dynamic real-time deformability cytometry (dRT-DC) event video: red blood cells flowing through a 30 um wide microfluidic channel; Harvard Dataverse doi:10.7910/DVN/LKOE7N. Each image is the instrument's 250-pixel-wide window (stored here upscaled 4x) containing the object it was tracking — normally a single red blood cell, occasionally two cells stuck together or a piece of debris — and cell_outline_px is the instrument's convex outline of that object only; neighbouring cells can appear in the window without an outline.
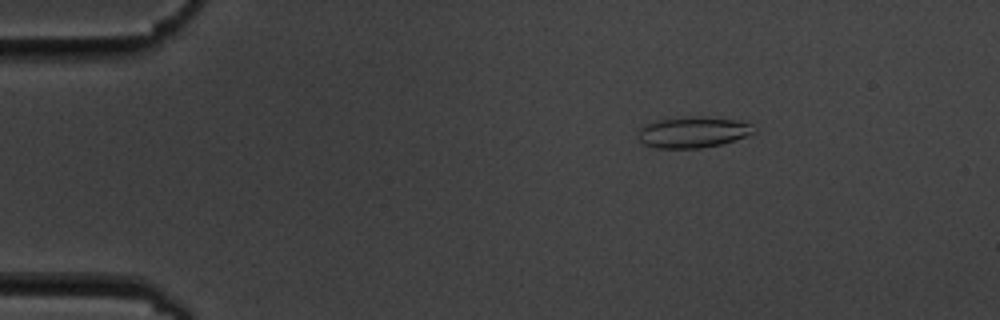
{"species": "common noctule bat (a hibernating species)", "species_latin": "Nyctalus noctula", "temperature_condition": "cold", "stored_images_in_passage": 9, "camera_frame_rate_fps": 3000, "um_per_image_px": 0.085, "animal": {"sex": "male", "body_mass_g": 19.5, "forearm_length_mm": 54.6}, "frame": {"image": 1, "passage_image": 1, "time_ms": 0.0, "image_size_px": [1000, 320], "cell_outline_px": [[756, 132], [720, 144], [700, 148], [656, 148], [644, 144], [636, 136], [636, 132], [644, 124], [656, 120], [688, 116], [700, 116], [732, 120], [752, 124], [756, 128]], "centroid_in_image_um": [58.83, 11.23], "position_along_channel_um": 26.2, "area_um2": 20.92}}
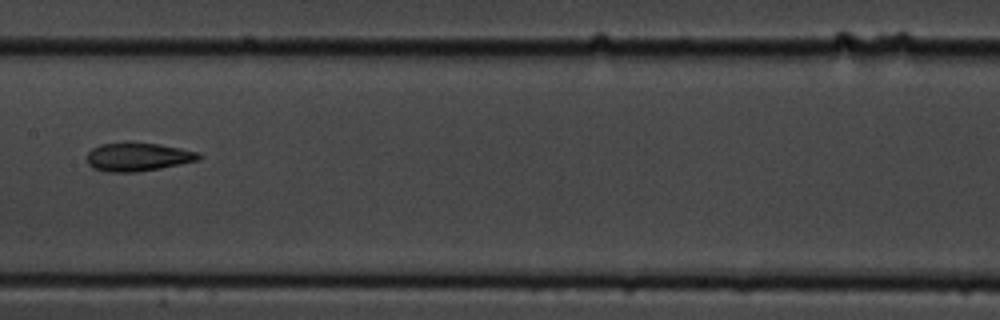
{"frame": {"image": 2, "passage_image": 7, "time_ms": 6.667, "image_size_px": [1000, 320], "cell_outline_px": [[200, 160], [160, 168], [136, 172], [108, 172], [92, 168], [88, 164], [88, 152], [92, 148], [100, 144], [128, 140], [160, 144], [200, 152]], "centroid_in_image_um": [11.7, 13.3], "position_along_channel_um": 195.7, "area_um2": 19.02}}
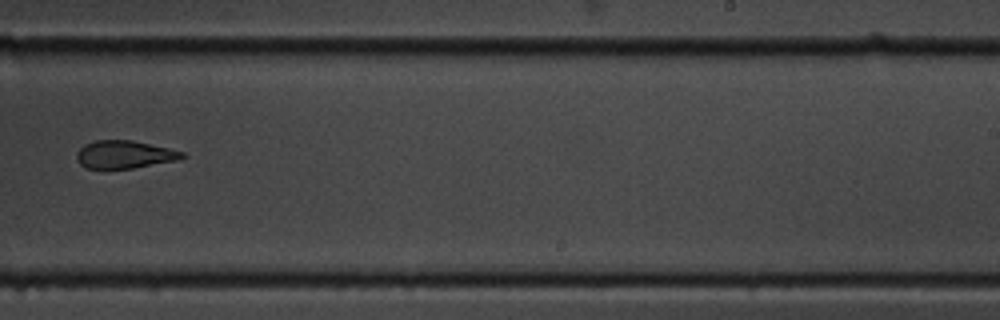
{"frame": {"image": 3, "passage_image": 9, "time_ms": 9.0, "image_size_px": [1000, 320], "cell_outline_px": [[188, 156], [180, 160], [132, 168], [88, 168], [80, 164], [76, 160], [76, 152], [84, 144], [96, 140], [132, 140], [168, 148], [184, 152]], "centroid_in_image_um": [10.6, 13.13], "position_along_channel_um": 278.4, "area_um2": 17.17}}